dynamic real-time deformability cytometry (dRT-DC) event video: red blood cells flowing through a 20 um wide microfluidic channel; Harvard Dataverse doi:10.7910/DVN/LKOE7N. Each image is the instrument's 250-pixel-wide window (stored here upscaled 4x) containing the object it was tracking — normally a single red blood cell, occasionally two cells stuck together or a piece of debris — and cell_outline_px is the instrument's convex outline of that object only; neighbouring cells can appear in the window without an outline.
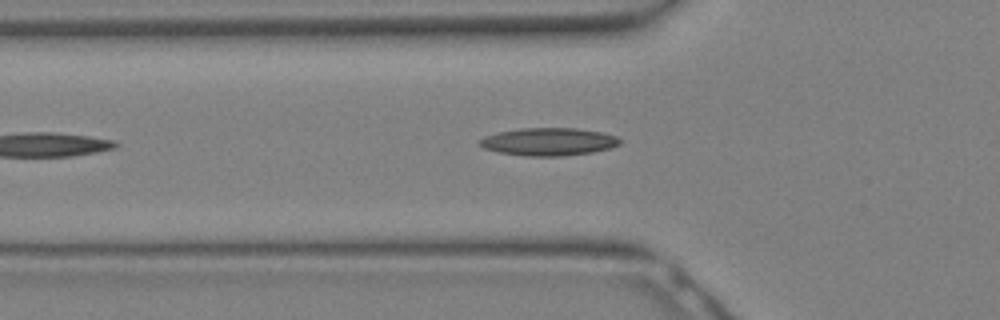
{"species": "Egyptian fruit bat (a non-hibernating species)", "species_latin": "Rousettus aegyptiacus", "temperature_condition": "warm", "stored_images_in_passage": 4, "camera_frame_rate_fps": 3000, "um_per_image_px": 0.085, "animal": {"sex": "female"}, "frame": {"image": 1, "passage_image": 4, "time_ms": 1.0, "image_size_px": [1000, 320], "cell_outline_px": [[624, 140], [620, 144], [608, 148], [592, 152], [560, 156], [528, 156], [500, 152], [484, 148], [480, 144], [480, 140], [484, 136], [496, 132], [520, 128], [576, 128], [600, 132], [616, 136]], "centroid_in_image_um": [46.64, 12.03], "position_along_channel_um": 79.2, "area_um2": 22.54}}